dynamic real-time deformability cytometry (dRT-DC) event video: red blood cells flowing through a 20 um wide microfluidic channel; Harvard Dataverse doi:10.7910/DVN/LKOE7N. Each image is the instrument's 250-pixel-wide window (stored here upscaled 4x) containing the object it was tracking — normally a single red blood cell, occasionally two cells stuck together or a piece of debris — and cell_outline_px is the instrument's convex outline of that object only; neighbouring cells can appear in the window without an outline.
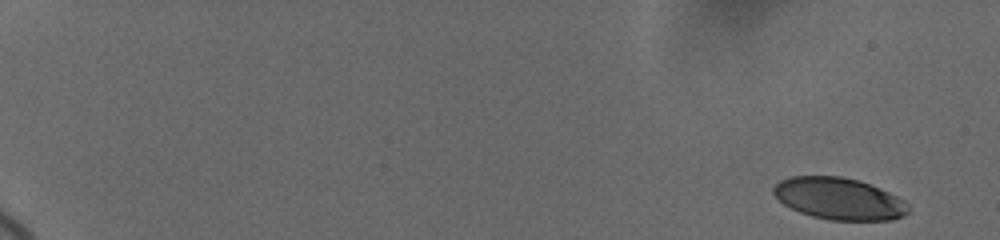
{"species": "human", "species_latin": "Homo sapiens", "temperature_condition": "cold", "stored_images_in_passage": 36, "camera_frame_rate_fps": 3000, "um_per_image_px": 0.085, "donor": {"sex": "female"}, "frame": {"image": 1, "passage_image": 1, "time_ms": 0.0, "image_size_px": [1000, 240], "cell_outline_px": [[912, 208], [904, 216], [892, 220], [828, 220], [812, 216], [800, 212], [784, 204], [772, 192], [772, 188], [780, 180], [788, 176], [840, 176], [860, 180], [880, 188], [904, 200]], "centroid_in_image_um": [71.34, 16.88], "position_along_channel_um": 13.7, "area_um2": 33.06}}
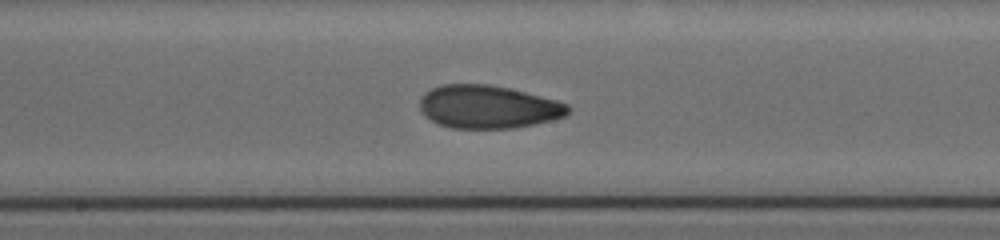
{"frame": {"image": 2, "passage_image": 20, "time_ms": 10.667, "image_size_px": [1000, 240], "cell_outline_px": [[572, 108], [564, 116], [552, 120], [512, 128], [452, 128], [436, 124], [424, 116], [420, 112], [420, 96], [424, 92], [432, 88], [444, 84], [488, 84], [508, 88], [556, 100], [568, 104]], "centroid_in_image_um": [41.43, 9.08], "position_along_channel_um": 206.8, "area_um2": 37.28}}
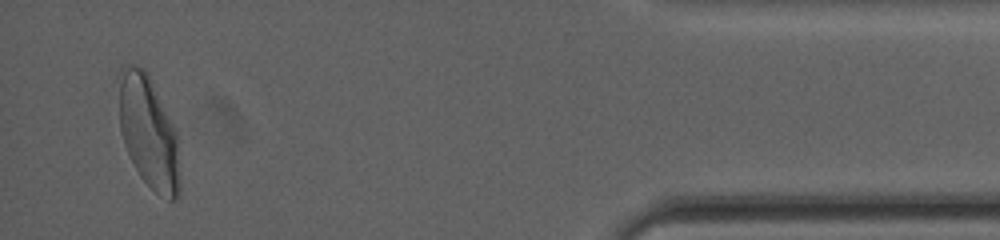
{"frame": {"image": 3, "passage_image": 36, "time_ms": 18.0, "image_size_px": [1000, 240], "cell_outline_px": [[180, 192], [176, 200], [168, 200], [156, 192], [140, 176], [124, 144], [120, 132], [120, 68], [124, 64], [128, 64], [144, 68], [148, 72], [152, 80], [176, 132], [180, 180]], "centroid_in_image_um": [12.64, 11.24], "position_along_channel_um": 422.6, "area_um2": 39.48}, "authors_computed_cell_mechanics": {"area_um2": 36.6452, "velocity_mm_per_s": 3.6726, "shape_relaxation_time_tau1_ms": 4.2922, "shape_relaxation_time_tau2_ms": 1.3874, "deformation_change_tau1": 0.1633, "deformation_change_tau2": 0.0692}}